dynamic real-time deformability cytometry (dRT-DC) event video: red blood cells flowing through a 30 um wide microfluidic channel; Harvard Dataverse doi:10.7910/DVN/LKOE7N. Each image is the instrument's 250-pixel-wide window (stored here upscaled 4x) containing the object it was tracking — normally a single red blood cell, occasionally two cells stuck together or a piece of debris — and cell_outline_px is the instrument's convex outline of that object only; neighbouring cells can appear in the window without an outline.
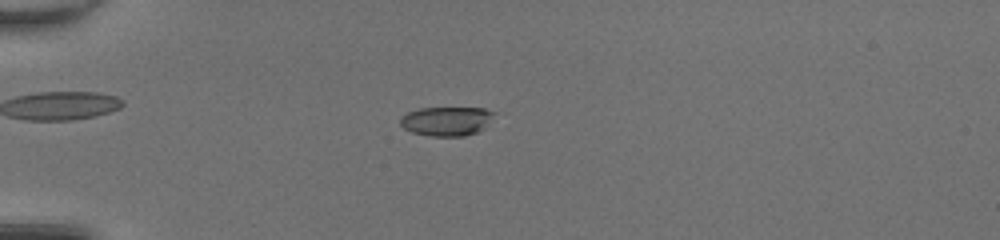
{"species": "common noctule bat (a hibernating species)", "species_latin": "Nyctalus noctula", "temperature_condition": "room temperature", "stored_images_in_passage": 36, "camera_frame_rate_fps": 3000, "um_per_image_px": 0.085, "animal": {"sex": "female", "body_mass_g": 20.0, "forearm_length_mm": 54.0}, "frame": {"image": 1, "passage_image": 1, "time_ms": 0.0, "image_size_px": [1000, 240], "cell_outline_px": [[496, 112], [476, 132], [464, 136], [428, 136], [412, 132], [404, 128], [400, 124], [400, 116], [408, 112], [420, 108], [484, 108]], "centroid_in_image_um": [37.88, 10.29], "position_along_channel_um": 47.1, "area_um2": 15.66}}
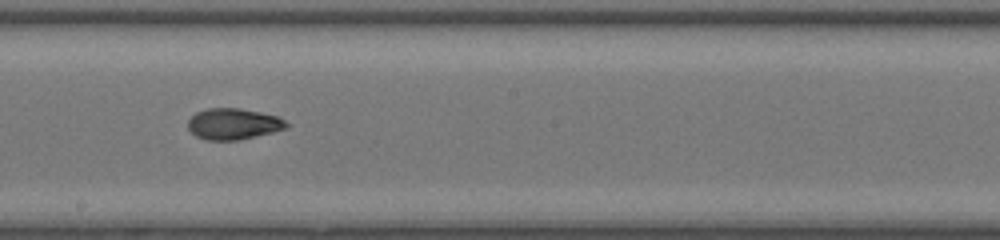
{"frame": {"image": 2, "passage_image": 16, "time_ms": 5.0, "image_size_px": [1000, 240], "cell_outline_px": [[288, 128], [240, 140], [204, 140], [196, 136], [188, 128], [188, 120], [196, 112], [208, 108], [240, 108], [260, 112], [276, 116], [284, 120], [288, 124]], "centroid_in_image_um": [19.82, 10.54], "position_along_channel_um": 228.4, "area_um2": 17.86}}
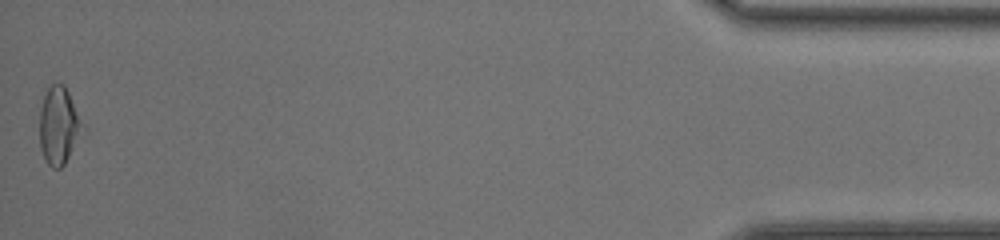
{"frame": {"image": 3, "passage_image": 36, "time_ms": 11.667, "image_size_px": [1000, 240], "cell_outline_px": [[76, 128], [68, 156], [64, 164], [60, 168], [52, 168], [44, 160], [40, 148], [40, 108], [44, 96], [48, 88], [52, 84], [64, 84], [68, 92], [76, 116]], "centroid_in_image_um": [4.82, 10.67], "position_along_channel_um": 430.4, "area_um2": 17.34}, "authors_computed_cell_mechanics": {"area_um2": 17.7446, "velocity_mm_per_s": 4.2847, "shape_relaxation_time_tau1_ms": 8.7831, "shape_relaxation_time_tau2_ms": 1.894, "deformation_change_tau1": 0.2388, "deformation_change_tau2": 0.0749}}